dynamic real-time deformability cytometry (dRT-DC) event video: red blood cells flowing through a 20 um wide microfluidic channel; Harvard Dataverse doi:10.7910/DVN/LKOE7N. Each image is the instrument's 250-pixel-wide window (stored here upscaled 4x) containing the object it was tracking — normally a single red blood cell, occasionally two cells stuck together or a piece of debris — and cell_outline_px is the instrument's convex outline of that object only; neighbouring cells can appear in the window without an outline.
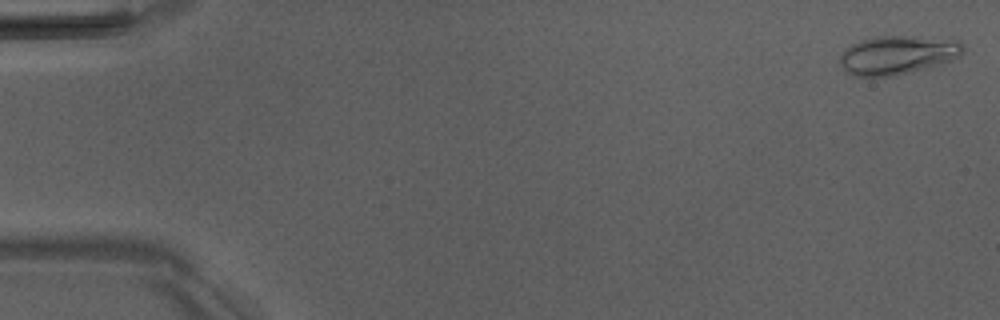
{"species": "Egyptian fruit bat (a non-hibernating species)", "species_latin": "Rousettus aegyptiacus", "temperature_condition": "room temperature", "stored_images_in_passage": 51, "camera_frame_rate_fps": 3000, "um_per_image_px": 0.085, "animal": {"sex": "male"}, "frame": {"image": 1, "passage_image": 1, "time_ms": 0.0, "image_size_px": [1000, 320], "cell_outline_px": [[964, 52], [960, 56], [952, 60], [940, 64], [896, 76], [852, 76], [840, 64], [840, 56], [844, 48], [860, 40], [872, 36], [912, 36], [960, 40], [964, 44]], "centroid_in_image_um": [76.31, 4.66], "position_along_channel_um": 8.7, "area_um2": 28.09}}
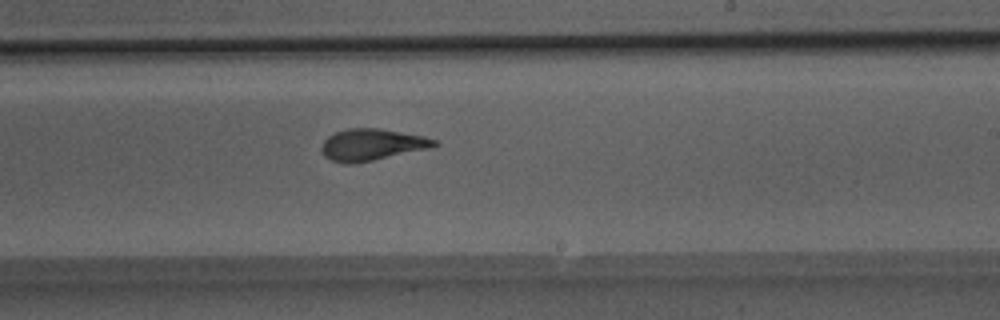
{"frame": {"image": 2, "passage_image": 31, "time_ms": 10.0, "image_size_px": [1000, 320], "cell_outline_px": [[440, 144], [432, 148], [352, 164], [344, 164], [332, 160], [324, 156], [320, 148], [324, 140], [328, 136], [336, 132], [348, 128], [380, 128], [424, 136], [436, 140]], "centroid_in_image_um": [31.62, 12.29], "position_along_channel_um": 257.4, "area_um2": 20.87}}
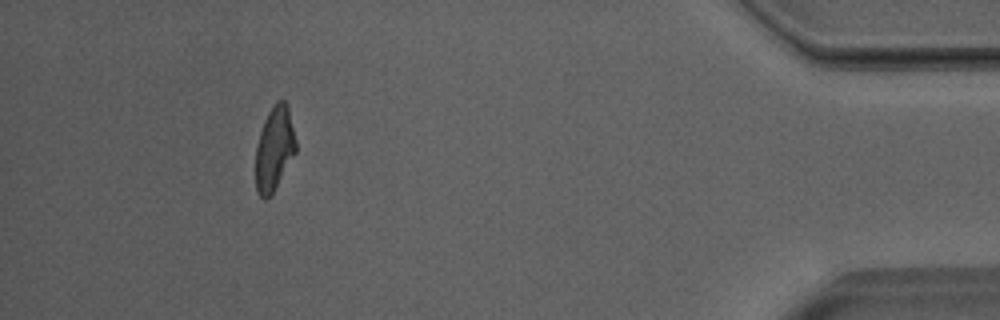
{"frame": {"image": 3, "passage_image": 47, "time_ms": 15.333, "image_size_px": [1000, 320], "cell_outline_px": [[296, 152], [272, 192], [264, 200], [256, 192], [256, 144], [264, 120], [268, 112], [276, 100], [284, 100], [288, 104], [296, 140]], "centroid_in_image_um": [23.32, 12.58], "position_along_channel_um": 411.9, "area_um2": 19.59}, "authors_computed_cell_mechanics": {"area_um2": 20.8658, "velocity_mm_per_s": 4.0083, "shape_relaxation_time_tau1_ms": 5.3042, "shape_relaxation_time_tau2_ms": 1.1522, "deformation_change_tau1": 0.2103, "deformation_change_tau2": 0.0932}}